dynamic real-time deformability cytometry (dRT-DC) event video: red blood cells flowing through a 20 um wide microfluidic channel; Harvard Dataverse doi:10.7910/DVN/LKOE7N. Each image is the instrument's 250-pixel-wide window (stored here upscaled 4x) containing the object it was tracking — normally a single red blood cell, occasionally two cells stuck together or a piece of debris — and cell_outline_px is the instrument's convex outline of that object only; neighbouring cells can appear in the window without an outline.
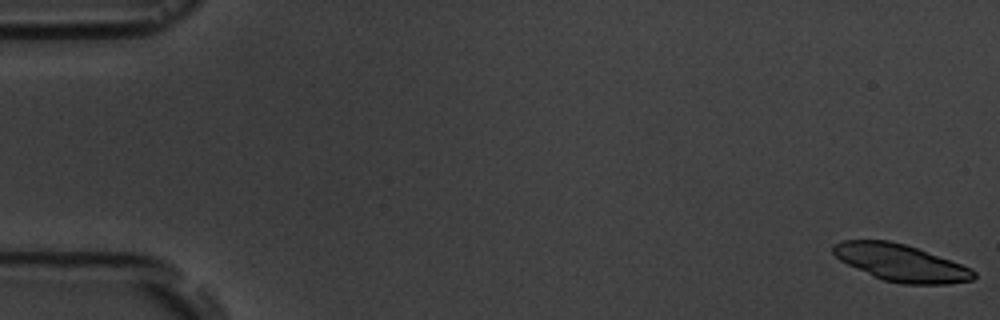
{"species": "common noctule bat (a hibernating species)", "species_latin": "Nyctalus noctula", "temperature_condition": "room temperature", "stored_images_in_passage": 7, "camera_frame_rate_fps": 3000, "um_per_image_px": 0.085, "animal": {"sex": "male", "body_mass_g": 19.5, "forearm_length_mm": 54.6}, "frame": {"image": 1, "passage_image": 1, "time_ms": 0.0, "image_size_px": [1000, 320], "cell_outline_px": [[976, 276], [972, 280], [948, 284], [904, 284], [884, 280], [872, 276], [840, 260], [832, 252], [832, 244], [840, 240], [888, 240], [904, 244], [916, 248], [972, 268], [976, 272]], "centroid_in_image_um": [76.55, 22.33], "position_along_channel_um": 8.4, "area_um2": 30.11}}